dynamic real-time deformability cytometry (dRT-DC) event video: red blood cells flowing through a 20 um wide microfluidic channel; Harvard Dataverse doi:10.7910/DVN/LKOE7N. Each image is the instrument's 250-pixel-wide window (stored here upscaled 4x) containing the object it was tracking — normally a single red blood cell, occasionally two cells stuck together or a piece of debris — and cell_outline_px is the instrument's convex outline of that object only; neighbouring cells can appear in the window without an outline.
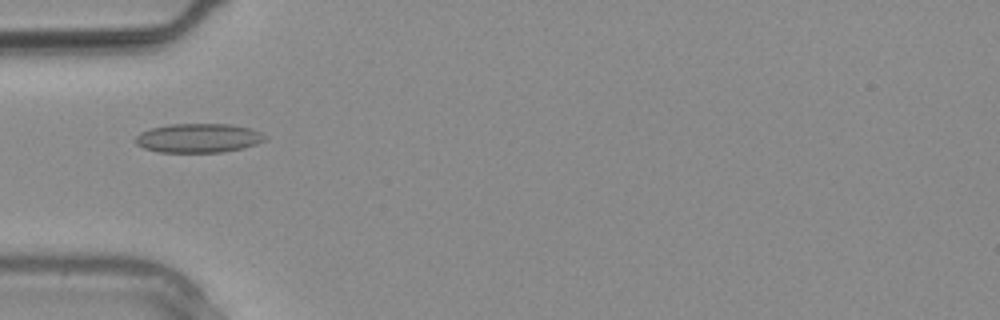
{"species": "common noctule bat (a hibernating species)", "species_latin": "Nyctalus noctula", "temperature_condition": "warm", "stored_images_in_passage": 15, "camera_frame_rate_fps": 3000, "um_per_image_px": 0.085, "animal": {"sex": "male", "body_mass_g": 20.4}, "frame": {"image": 1, "passage_image": 3, "time_ms": 0.667, "image_size_px": [1000, 320], "cell_outline_px": [[268, 136], [264, 140], [256, 144], [244, 148], [220, 152], [160, 152], [144, 148], [136, 144], [132, 140], [140, 132], [152, 128], [168, 124], [232, 124], [252, 128]], "centroid_in_image_um": [16.86, 11.73], "position_along_channel_um": 68.1, "area_um2": 22.14}}